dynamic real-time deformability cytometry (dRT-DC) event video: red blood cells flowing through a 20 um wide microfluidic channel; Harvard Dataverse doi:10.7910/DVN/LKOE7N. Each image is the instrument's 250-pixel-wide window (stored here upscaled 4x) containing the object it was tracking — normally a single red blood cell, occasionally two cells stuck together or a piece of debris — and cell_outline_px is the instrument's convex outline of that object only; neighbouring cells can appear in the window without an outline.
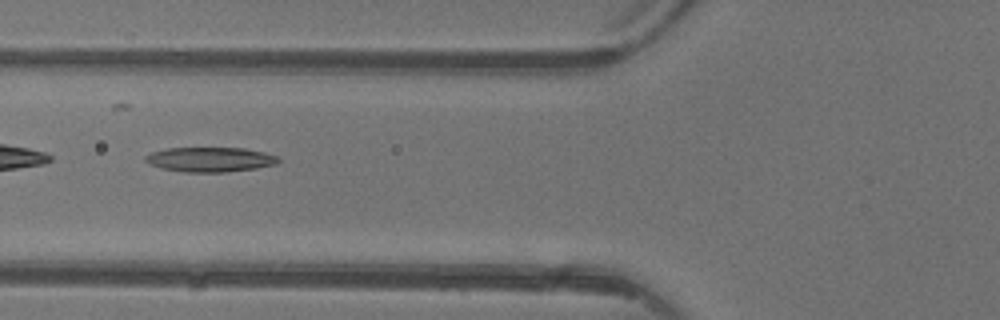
{"species": "common noctule bat (a hibernating species)", "species_latin": "Nyctalus noctula", "temperature_condition": "warm", "stored_images_in_passage": 7, "camera_frame_rate_fps": 3000, "um_per_image_px": 0.085, "animal": {"sex": "female"}, "frame": {"image": 1, "passage_image": 6, "time_ms": 6.667, "image_size_px": [1000, 320], "cell_outline_px": [[280, 160], [276, 164], [256, 168], [224, 172], [184, 172], [160, 168], [148, 164], [144, 160], [144, 156], [152, 152], [168, 148], [244, 148], [264, 152], [276, 156]], "centroid_in_image_um": [17.82, 13.56], "position_along_channel_um": 108.0, "area_um2": 19.13}}